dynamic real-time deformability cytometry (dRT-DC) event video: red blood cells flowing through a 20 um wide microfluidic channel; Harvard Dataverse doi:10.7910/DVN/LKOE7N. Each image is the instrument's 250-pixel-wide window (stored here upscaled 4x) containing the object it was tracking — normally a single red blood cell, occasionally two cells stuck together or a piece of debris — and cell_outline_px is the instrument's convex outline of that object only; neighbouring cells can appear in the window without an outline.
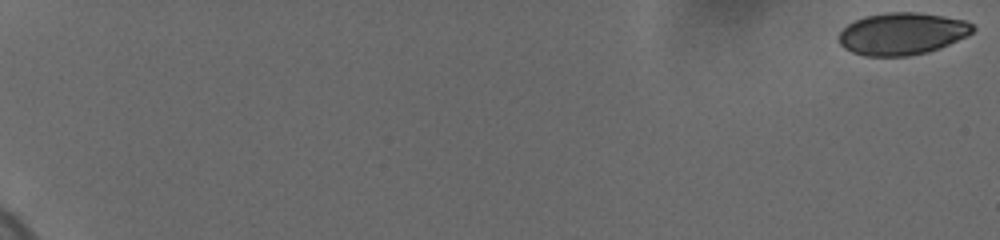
{"species": "human", "species_latin": "Homo sapiens", "temperature_condition": "cold", "stored_images_in_passage": 11, "camera_frame_rate_fps": 3000, "um_per_image_px": 0.085, "donor": {"sex": "female"}, "frame": {"image": 1, "passage_image": 1, "time_ms": 0.0, "image_size_px": [1000, 240], "cell_outline_px": [[976, 28], [968, 36], [928, 52], [904, 56], [868, 56], [852, 52], [844, 48], [840, 44], [836, 36], [848, 24], [864, 16], [888, 12], [916, 12], [944, 16], [964, 20], [972, 24]], "centroid_in_image_um": [76.66, 2.86], "position_along_channel_um": 8.3, "area_um2": 32.89}}
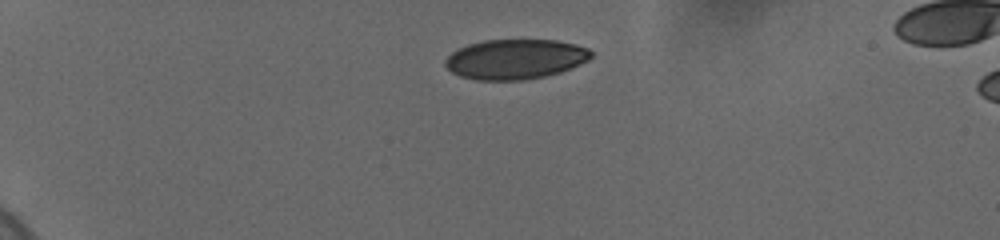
{"frame": {"image": 2, "passage_image": 8, "time_ms": 5.333, "image_size_px": [1000, 240], "cell_outline_px": [[592, 56], [588, 60], [560, 72], [544, 76], [520, 80], [476, 80], [460, 76], [452, 72], [444, 64], [444, 60], [452, 52], [468, 44], [484, 40], [556, 40], [576, 44], [588, 48], [592, 52]], "centroid_in_image_um": [43.79, 5.02], "position_along_channel_um": 41.2, "area_um2": 33.81}}
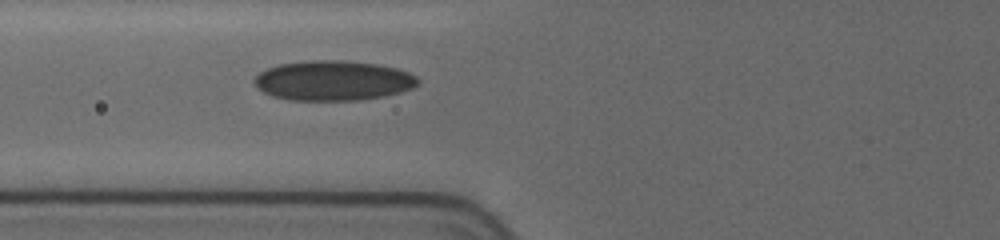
{"frame": {"image": 3, "passage_image": 11, "time_ms": 8.667, "image_size_px": [1000, 240], "cell_outline_px": [[416, 84], [412, 88], [400, 92], [380, 96], [356, 100], [288, 100], [272, 96], [264, 92], [252, 80], [260, 72], [268, 68], [280, 64], [308, 60], [340, 60], [376, 64], [396, 68], [408, 72], [416, 76]], "centroid_in_image_um": [28.28, 6.84], "position_along_channel_um": 97.5, "area_um2": 37.63}}